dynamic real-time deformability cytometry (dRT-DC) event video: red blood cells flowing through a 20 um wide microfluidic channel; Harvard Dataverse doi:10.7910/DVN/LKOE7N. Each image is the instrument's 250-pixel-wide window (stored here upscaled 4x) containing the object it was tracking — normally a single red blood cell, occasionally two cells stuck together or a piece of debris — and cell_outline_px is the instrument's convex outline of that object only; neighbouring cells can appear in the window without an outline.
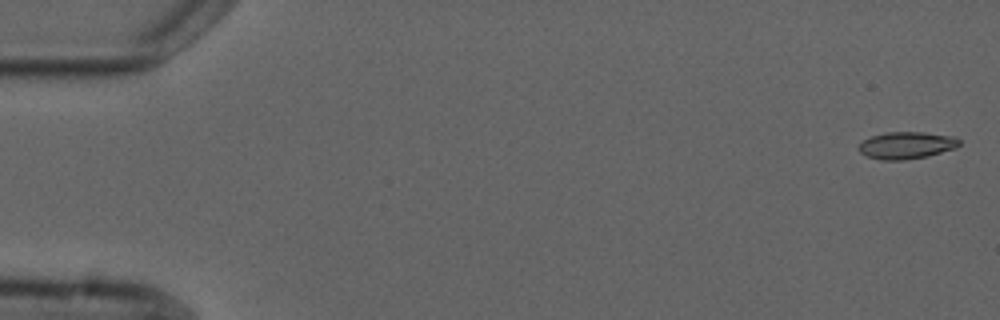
{"species": "common noctule bat (a hibernating species)", "species_latin": "Nyctalus noctula", "temperature_condition": "cold", "stored_images_in_passage": 6, "camera_frame_rate_fps": 3000, "um_per_image_px": 0.085, "animal": {"sex": "male", "forearm_length_mm": 52.5}, "frame": {"image": 1, "passage_image": 1, "time_ms": 0.0, "image_size_px": [1000, 320], "cell_outline_px": [[960, 144], [956, 148], [928, 156], [904, 160], [880, 160], [868, 156], [860, 152], [856, 148], [864, 140], [872, 136], [884, 132], [924, 132], [952, 136], [960, 140]], "centroid_in_image_um": [77.05, 12.35], "position_along_channel_um": 8.0, "area_um2": 15.9}}
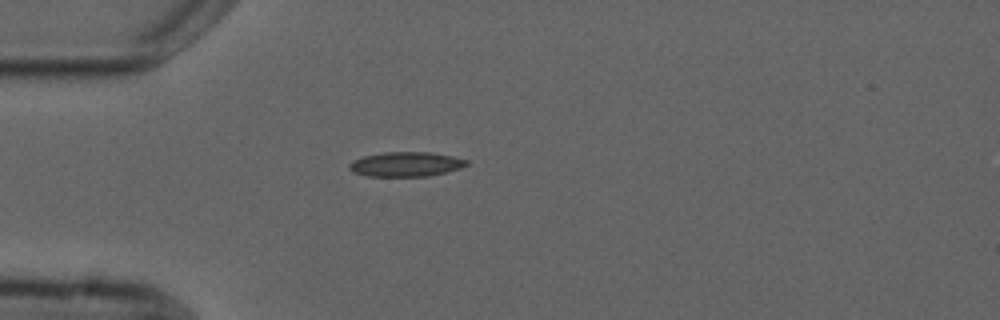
{"frame": {"image": 2, "passage_image": 5, "time_ms": 4.667, "image_size_px": [1000, 320], "cell_outline_px": [[468, 164], [460, 168], [428, 176], [368, 176], [352, 172], [348, 168], [348, 164], [352, 160], [364, 156], [384, 152], [432, 152], [452, 156], [468, 160]], "centroid_in_image_um": [34.47, 13.95], "position_along_channel_um": 50.5, "area_um2": 16.82}}